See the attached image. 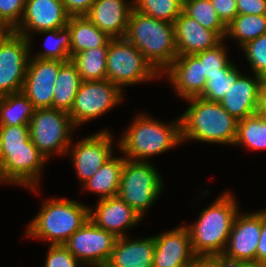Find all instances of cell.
Returning <instances> with one entry per match:
<instances>
[{"label": "cell", "mask_w": 266, "mask_h": 267, "mask_svg": "<svg viewBox=\"0 0 266 267\" xmlns=\"http://www.w3.org/2000/svg\"><path fill=\"white\" fill-rule=\"evenodd\" d=\"M46 161L31 141L29 125L0 126V184L37 193Z\"/></svg>", "instance_id": "obj_1"}, {"label": "cell", "mask_w": 266, "mask_h": 267, "mask_svg": "<svg viewBox=\"0 0 266 267\" xmlns=\"http://www.w3.org/2000/svg\"><path fill=\"white\" fill-rule=\"evenodd\" d=\"M237 205L234 194L224 191L200 212L195 223L185 225L190 233L193 252L198 258H220L239 213Z\"/></svg>", "instance_id": "obj_2"}, {"label": "cell", "mask_w": 266, "mask_h": 267, "mask_svg": "<svg viewBox=\"0 0 266 267\" xmlns=\"http://www.w3.org/2000/svg\"><path fill=\"white\" fill-rule=\"evenodd\" d=\"M119 139L118 150L125 159L149 161V157L161 154L182 144L181 118L163 123L138 113Z\"/></svg>", "instance_id": "obj_3"}, {"label": "cell", "mask_w": 266, "mask_h": 267, "mask_svg": "<svg viewBox=\"0 0 266 267\" xmlns=\"http://www.w3.org/2000/svg\"><path fill=\"white\" fill-rule=\"evenodd\" d=\"M185 101L190 106L180 116L182 143L193 140L209 144H234L238 120L219 102L201 97H193Z\"/></svg>", "instance_id": "obj_4"}, {"label": "cell", "mask_w": 266, "mask_h": 267, "mask_svg": "<svg viewBox=\"0 0 266 267\" xmlns=\"http://www.w3.org/2000/svg\"><path fill=\"white\" fill-rule=\"evenodd\" d=\"M125 38L162 74L178 56L174 24L132 9Z\"/></svg>", "instance_id": "obj_5"}, {"label": "cell", "mask_w": 266, "mask_h": 267, "mask_svg": "<svg viewBox=\"0 0 266 267\" xmlns=\"http://www.w3.org/2000/svg\"><path fill=\"white\" fill-rule=\"evenodd\" d=\"M89 208L76 200H45L40 212L28 224L25 235L48 241L49 245H63L89 219Z\"/></svg>", "instance_id": "obj_6"}, {"label": "cell", "mask_w": 266, "mask_h": 267, "mask_svg": "<svg viewBox=\"0 0 266 267\" xmlns=\"http://www.w3.org/2000/svg\"><path fill=\"white\" fill-rule=\"evenodd\" d=\"M163 185L162 177L151 161L125 159L117 196L143 218L160 197Z\"/></svg>", "instance_id": "obj_7"}, {"label": "cell", "mask_w": 266, "mask_h": 267, "mask_svg": "<svg viewBox=\"0 0 266 267\" xmlns=\"http://www.w3.org/2000/svg\"><path fill=\"white\" fill-rule=\"evenodd\" d=\"M106 70L107 80L122 91L125 86L162 78L142 52L125 37L108 41Z\"/></svg>", "instance_id": "obj_8"}, {"label": "cell", "mask_w": 266, "mask_h": 267, "mask_svg": "<svg viewBox=\"0 0 266 267\" xmlns=\"http://www.w3.org/2000/svg\"><path fill=\"white\" fill-rule=\"evenodd\" d=\"M29 128L31 141L46 160L66 155L76 130L68 112L54 108L36 109Z\"/></svg>", "instance_id": "obj_9"}, {"label": "cell", "mask_w": 266, "mask_h": 267, "mask_svg": "<svg viewBox=\"0 0 266 267\" xmlns=\"http://www.w3.org/2000/svg\"><path fill=\"white\" fill-rule=\"evenodd\" d=\"M124 99L123 91L109 80L82 81L68 113L74 126L96 119L118 106Z\"/></svg>", "instance_id": "obj_10"}, {"label": "cell", "mask_w": 266, "mask_h": 267, "mask_svg": "<svg viewBox=\"0 0 266 267\" xmlns=\"http://www.w3.org/2000/svg\"><path fill=\"white\" fill-rule=\"evenodd\" d=\"M117 237L88 219L63 244L85 267H104Z\"/></svg>", "instance_id": "obj_11"}, {"label": "cell", "mask_w": 266, "mask_h": 267, "mask_svg": "<svg viewBox=\"0 0 266 267\" xmlns=\"http://www.w3.org/2000/svg\"><path fill=\"white\" fill-rule=\"evenodd\" d=\"M32 37L13 33L0 47V96L22 91Z\"/></svg>", "instance_id": "obj_12"}, {"label": "cell", "mask_w": 266, "mask_h": 267, "mask_svg": "<svg viewBox=\"0 0 266 267\" xmlns=\"http://www.w3.org/2000/svg\"><path fill=\"white\" fill-rule=\"evenodd\" d=\"M109 130H102L70 144V153L79 182L86 183L113 156V135ZM72 146V147H71ZM72 148V149H71Z\"/></svg>", "instance_id": "obj_13"}, {"label": "cell", "mask_w": 266, "mask_h": 267, "mask_svg": "<svg viewBox=\"0 0 266 267\" xmlns=\"http://www.w3.org/2000/svg\"><path fill=\"white\" fill-rule=\"evenodd\" d=\"M261 235V211L239 213L233 222L226 248L220 260L228 266L256 261V249Z\"/></svg>", "instance_id": "obj_14"}, {"label": "cell", "mask_w": 266, "mask_h": 267, "mask_svg": "<svg viewBox=\"0 0 266 267\" xmlns=\"http://www.w3.org/2000/svg\"><path fill=\"white\" fill-rule=\"evenodd\" d=\"M65 62L30 58L21 92L36 109L53 108L54 85Z\"/></svg>", "instance_id": "obj_15"}, {"label": "cell", "mask_w": 266, "mask_h": 267, "mask_svg": "<svg viewBox=\"0 0 266 267\" xmlns=\"http://www.w3.org/2000/svg\"><path fill=\"white\" fill-rule=\"evenodd\" d=\"M68 19L62 0H26L22 20L14 31L28 39L35 32L65 28Z\"/></svg>", "instance_id": "obj_16"}, {"label": "cell", "mask_w": 266, "mask_h": 267, "mask_svg": "<svg viewBox=\"0 0 266 267\" xmlns=\"http://www.w3.org/2000/svg\"><path fill=\"white\" fill-rule=\"evenodd\" d=\"M154 241L153 267H190L198 259L185 225L155 235Z\"/></svg>", "instance_id": "obj_17"}, {"label": "cell", "mask_w": 266, "mask_h": 267, "mask_svg": "<svg viewBox=\"0 0 266 267\" xmlns=\"http://www.w3.org/2000/svg\"><path fill=\"white\" fill-rule=\"evenodd\" d=\"M92 208H89V219L117 238L125 237L126 231L142 221V217L118 196L97 200Z\"/></svg>", "instance_id": "obj_18"}, {"label": "cell", "mask_w": 266, "mask_h": 267, "mask_svg": "<svg viewBox=\"0 0 266 267\" xmlns=\"http://www.w3.org/2000/svg\"><path fill=\"white\" fill-rule=\"evenodd\" d=\"M241 74L219 102L237 120L259 112L262 102V77Z\"/></svg>", "instance_id": "obj_19"}, {"label": "cell", "mask_w": 266, "mask_h": 267, "mask_svg": "<svg viewBox=\"0 0 266 267\" xmlns=\"http://www.w3.org/2000/svg\"><path fill=\"white\" fill-rule=\"evenodd\" d=\"M161 75L168 78L176 95L183 100L199 97L207 81L202 62L194 54L178 55Z\"/></svg>", "instance_id": "obj_20"}, {"label": "cell", "mask_w": 266, "mask_h": 267, "mask_svg": "<svg viewBox=\"0 0 266 267\" xmlns=\"http://www.w3.org/2000/svg\"><path fill=\"white\" fill-rule=\"evenodd\" d=\"M132 9L129 0H95L85 16L110 38H124Z\"/></svg>", "instance_id": "obj_21"}, {"label": "cell", "mask_w": 266, "mask_h": 267, "mask_svg": "<svg viewBox=\"0 0 266 267\" xmlns=\"http://www.w3.org/2000/svg\"><path fill=\"white\" fill-rule=\"evenodd\" d=\"M173 24L178 55H193L213 48L223 40L215 31L204 28L183 11Z\"/></svg>", "instance_id": "obj_22"}, {"label": "cell", "mask_w": 266, "mask_h": 267, "mask_svg": "<svg viewBox=\"0 0 266 267\" xmlns=\"http://www.w3.org/2000/svg\"><path fill=\"white\" fill-rule=\"evenodd\" d=\"M154 236L129 240L117 238L114 249L104 267H153Z\"/></svg>", "instance_id": "obj_23"}, {"label": "cell", "mask_w": 266, "mask_h": 267, "mask_svg": "<svg viewBox=\"0 0 266 267\" xmlns=\"http://www.w3.org/2000/svg\"><path fill=\"white\" fill-rule=\"evenodd\" d=\"M66 27L70 31L71 58L84 50L104 46L111 39L86 16H69Z\"/></svg>", "instance_id": "obj_24"}, {"label": "cell", "mask_w": 266, "mask_h": 267, "mask_svg": "<svg viewBox=\"0 0 266 267\" xmlns=\"http://www.w3.org/2000/svg\"><path fill=\"white\" fill-rule=\"evenodd\" d=\"M124 161V156H112L92 178L83 184L84 189L98 193V200L117 196Z\"/></svg>", "instance_id": "obj_25"}, {"label": "cell", "mask_w": 266, "mask_h": 267, "mask_svg": "<svg viewBox=\"0 0 266 267\" xmlns=\"http://www.w3.org/2000/svg\"><path fill=\"white\" fill-rule=\"evenodd\" d=\"M82 80L77 66L70 60L59 69L55 82L53 108L70 112Z\"/></svg>", "instance_id": "obj_26"}, {"label": "cell", "mask_w": 266, "mask_h": 267, "mask_svg": "<svg viewBox=\"0 0 266 267\" xmlns=\"http://www.w3.org/2000/svg\"><path fill=\"white\" fill-rule=\"evenodd\" d=\"M35 110L22 92L0 96V126L29 125Z\"/></svg>", "instance_id": "obj_27"}, {"label": "cell", "mask_w": 266, "mask_h": 267, "mask_svg": "<svg viewBox=\"0 0 266 267\" xmlns=\"http://www.w3.org/2000/svg\"><path fill=\"white\" fill-rule=\"evenodd\" d=\"M108 42L101 47L75 54L71 61L77 66L82 81L106 80Z\"/></svg>", "instance_id": "obj_28"}, {"label": "cell", "mask_w": 266, "mask_h": 267, "mask_svg": "<svg viewBox=\"0 0 266 267\" xmlns=\"http://www.w3.org/2000/svg\"><path fill=\"white\" fill-rule=\"evenodd\" d=\"M266 34V14L265 15H243L237 14L226 26V37L237 41L241 48L249 41Z\"/></svg>", "instance_id": "obj_29"}, {"label": "cell", "mask_w": 266, "mask_h": 267, "mask_svg": "<svg viewBox=\"0 0 266 267\" xmlns=\"http://www.w3.org/2000/svg\"><path fill=\"white\" fill-rule=\"evenodd\" d=\"M235 145L249 150L266 149V121L260 112L238 120Z\"/></svg>", "instance_id": "obj_30"}, {"label": "cell", "mask_w": 266, "mask_h": 267, "mask_svg": "<svg viewBox=\"0 0 266 267\" xmlns=\"http://www.w3.org/2000/svg\"><path fill=\"white\" fill-rule=\"evenodd\" d=\"M37 34H46L44 41V50L39 51L30 58L50 59L60 61L71 60V38L70 31L67 27L62 29L43 30Z\"/></svg>", "instance_id": "obj_31"}, {"label": "cell", "mask_w": 266, "mask_h": 267, "mask_svg": "<svg viewBox=\"0 0 266 267\" xmlns=\"http://www.w3.org/2000/svg\"><path fill=\"white\" fill-rule=\"evenodd\" d=\"M182 11L206 29L215 31L225 40L226 26L219 19L210 0H187Z\"/></svg>", "instance_id": "obj_32"}, {"label": "cell", "mask_w": 266, "mask_h": 267, "mask_svg": "<svg viewBox=\"0 0 266 267\" xmlns=\"http://www.w3.org/2000/svg\"><path fill=\"white\" fill-rule=\"evenodd\" d=\"M224 39L215 47L194 54L201 62L207 80L222 73H232L237 67L228 57Z\"/></svg>", "instance_id": "obj_33"}, {"label": "cell", "mask_w": 266, "mask_h": 267, "mask_svg": "<svg viewBox=\"0 0 266 267\" xmlns=\"http://www.w3.org/2000/svg\"><path fill=\"white\" fill-rule=\"evenodd\" d=\"M132 4L134 11L172 24L183 8L179 0H132Z\"/></svg>", "instance_id": "obj_34"}, {"label": "cell", "mask_w": 266, "mask_h": 267, "mask_svg": "<svg viewBox=\"0 0 266 267\" xmlns=\"http://www.w3.org/2000/svg\"><path fill=\"white\" fill-rule=\"evenodd\" d=\"M241 74L240 70L236 68L232 73H222V75L210 77L206 81L203 93L199 97L220 102Z\"/></svg>", "instance_id": "obj_35"}, {"label": "cell", "mask_w": 266, "mask_h": 267, "mask_svg": "<svg viewBox=\"0 0 266 267\" xmlns=\"http://www.w3.org/2000/svg\"><path fill=\"white\" fill-rule=\"evenodd\" d=\"M243 50L246 61L248 60L253 74L261 77L266 76V34L249 41L241 47Z\"/></svg>", "instance_id": "obj_36"}, {"label": "cell", "mask_w": 266, "mask_h": 267, "mask_svg": "<svg viewBox=\"0 0 266 267\" xmlns=\"http://www.w3.org/2000/svg\"><path fill=\"white\" fill-rule=\"evenodd\" d=\"M45 267H80L84 266L64 245H49Z\"/></svg>", "instance_id": "obj_37"}, {"label": "cell", "mask_w": 266, "mask_h": 267, "mask_svg": "<svg viewBox=\"0 0 266 267\" xmlns=\"http://www.w3.org/2000/svg\"><path fill=\"white\" fill-rule=\"evenodd\" d=\"M26 0H0V16L15 29L24 14Z\"/></svg>", "instance_id": "obj_38"}, {"label": "cell", "mask_w": 266, "mask_h": 267, "mask_svg": "<svg viewBox=\"0 0 266 267\" xmlns=\"http://www.w3.org/2000/svg\"><path fill=\"white\" fill-rule=\"evenodd\" d=\"M222 23L227 26L238 14L236 0H210Z\"/></svg>", "instance_id": "obj_39"}, {"label": "cell", "mask_w": 266, "mask_h": 267, "mask_svg": "<svg viewBox=\"0 0 266 267\" xmlns=\"http://www.w3.org/2000/svg\"><path fill=\"white\" fill-rule=\"evenodd\" d=\"M238 14L265 15L266 0H236Z\"/></svg>", "instance_id": "obj_40"}, {"label": "cell", "mask_w": 266, "mask_h": 267, "mask_svg": "<svg viewBox=\"0 0 266 267\" xmlns=\"http://www.w3.org/2000/svg\"><path fill=\"white\" fill-rule=\"evenodd\" d=\"M95 0H62L69 16H85Z\"/></svg>", "instance_id": "obj_41"}, {"label": "cell", "mask_w": 266, "mask_h": 267, "mask_svg": "<svg viewBox=\"0 0 266 267\" xmlns=\"http://www.w3.org/2000/svg\"><path fill=\"white\" fill-rule=\"evenodd\" d=\"M256 261L266 262V209L261 210V235L256 249Z\"/></svg>", "instance_id": "obj_42"}, {"label": "cell", "mask_w": 266, "mask_h": 267, "mask_svg": "<svg viewBox=\"0 0 266 267\" xmlns=\"http://www.w3.org/2000/svg\"><path fill=\"white\" fill-rule=\"evenodd\" d=\"M190 267H229L220 259L198 258Z\"/></svg>", "instance_id": "obj_43"}, {"label": "cell", "mask_w": 266, "mask_h": 267, "mask_svg": "<svg viewBox=\"0 0 266 267\" xmlns=\"http://www.w3.org/2000/svg\"><path fill=\"white\" fill-rule=\"evenodd\" d=\"M229 267H266V262L262 261H243Z\"/></svg>", "instance_id": "obj_44"}, {"label": "cell", "mask_w": 266, "mask_h": 267, "mask_svg": "<svg viewBox=\"0 0 266 267\" xmlns=\"http://www.w3.org/2000/svg\"><path fill=\"white\" fill-rule=\"evenodd\" d=\"M14 32L12 27H0V47Z\"/></svg>", "instance_id": "obj_45"}, {"label": "cell", "mask_w": 266, "mask_h": 267, "mask_svg": "<svg viewBox=\"0 0 266 267\" xmlns=\"http://www.w3.org/2000/svg\"><path fill=\"white\" fill-rule=\"evenodd\" d=\"M260 107H266V76L262 77V102Z\"/></svg>", "instance_id": "obj_46"}, {"label": "cell", "mask_w": 266, "mask_h": 267, "mask_svg": "<svg viewBox=\"0 0 266 267\" xmlns=\"http://www.w3.org/2000/svg\"><path fill=\"white\" fill-rule=\"evenodd\" d=\"M259 112L263 116L264 120L266 121V107H260Z\"/></svg>", "instance_id": "obj_47"}, {"label": "cell", "mask_w": 266, "mask_h": 267, "mask_svg": "<svg viewBox=\"0 0 266 267\" xmlns=\"http://www.w3.org/2000/svg\"><path fill=\"white\" fill-rule=\"evenodd\" d=\"M0 27H11V26H9V25L2 19V17L0 16Z\"/></svg>", "instance_id": "obj_48"}]
</instances>
